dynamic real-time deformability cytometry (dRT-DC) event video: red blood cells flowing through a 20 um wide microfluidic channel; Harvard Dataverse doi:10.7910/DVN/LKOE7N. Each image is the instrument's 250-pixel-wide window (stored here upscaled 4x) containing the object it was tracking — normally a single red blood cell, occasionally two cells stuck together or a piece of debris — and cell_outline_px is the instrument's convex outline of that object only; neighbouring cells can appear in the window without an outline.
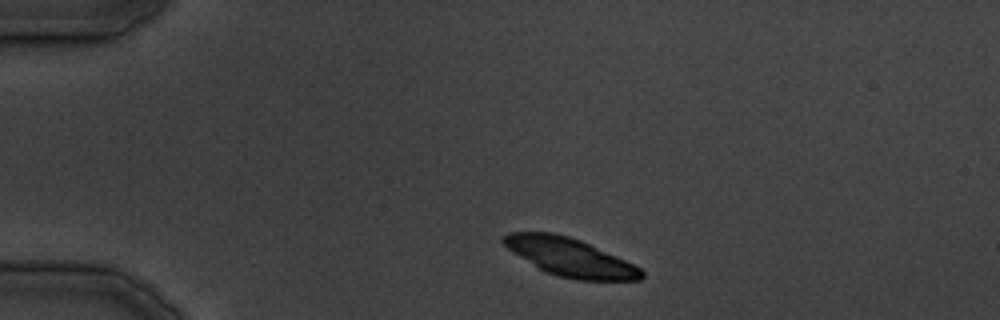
{"species": "common noctule bat (a hibernating species)", "species_latin": "Nyctalus noctula", "temperature_condition": "cold", "stored_images_in_passage": 19, "camera_frame_rate_fps": 3000, "um_per_image_px": 0.085, "animal": {"sex": "male", "body_mass_g": 19.5, "forearm_length_mm": 54.6}, "frame": {"image": 1, "passage_image": 1, "time_ms": 0.0, "image_size_px": [1000, 320], "cell_outline_px": [[644, 276], [640, 280], [576, 280], [560, 276], [548, 272], [540, 268], [512, 252], [500, 240], [508, 232], [552, 232], [568, 236], [580, 240], [616, 256], [640, 268], [644, 272]], "centroid_in_image_um": [48.44, 21.85], "position_along_channel_um": 36.6, "area_um2": 30.11}}